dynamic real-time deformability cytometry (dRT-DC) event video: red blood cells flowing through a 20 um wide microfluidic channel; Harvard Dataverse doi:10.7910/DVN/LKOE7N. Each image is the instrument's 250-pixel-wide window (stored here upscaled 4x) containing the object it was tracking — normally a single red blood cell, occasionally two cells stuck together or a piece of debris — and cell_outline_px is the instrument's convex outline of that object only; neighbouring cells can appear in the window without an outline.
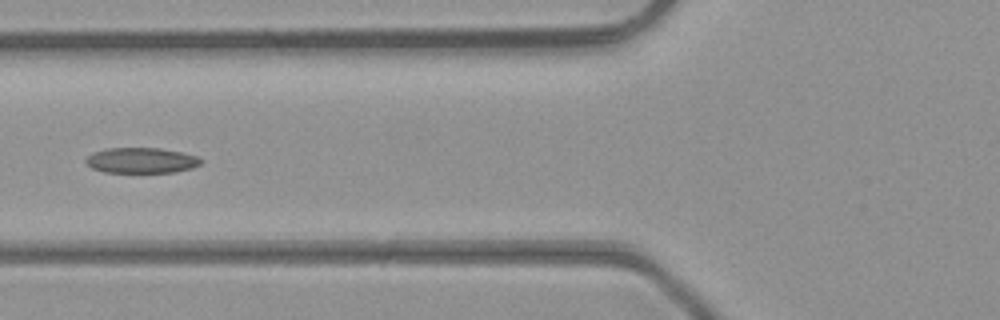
{"species": "common noctule bat (a hibernating species)", "species_latin": "Nyctalus noctula", "temperature_condition": "room temperature", "stored_images_in_passage": 4, "camera_frame_rate_fps": 3000, "um_per_image_px": 0.085, "animal": {"sex": "male", "body_mass_g": 23.1, "forearm_length_mm": 52.7}, "frame": {"image": 1, "passage_image": 4, "time_ms": 1.0, "image_size_px": [1000, 320], "cell_outline_px": [[204, 160], [200, 164], [192, 168], [176, 172], [104, 172], [92, 168], [84, 160], [92, 152], [104, 148], [160, 148], [180, 152], [196, 156]], "centroid_in_image_um": [12.0, 13.63], "position_along_channel_um": 113.8, "area_um2": 17.11}}